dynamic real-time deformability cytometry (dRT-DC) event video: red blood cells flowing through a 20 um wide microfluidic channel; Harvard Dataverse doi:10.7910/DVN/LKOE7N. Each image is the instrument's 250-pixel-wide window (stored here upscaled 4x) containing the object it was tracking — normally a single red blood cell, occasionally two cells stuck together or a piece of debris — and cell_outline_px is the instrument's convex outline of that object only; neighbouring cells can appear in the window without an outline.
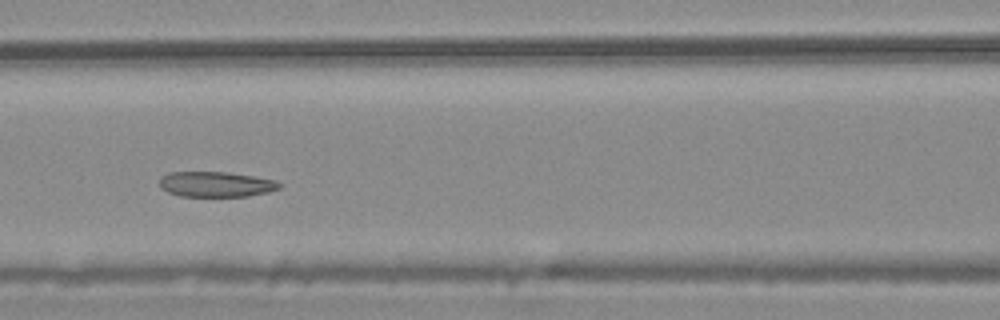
{"species": "common noctule bat (a hibernating species)", "species_latin": "Nyctalus noctula", "temperature_condition": "warm", "stored_images_in_passage": 8, "camera_frame_rate_fps": 3000, "um_per_image_px": 0.085, "animal": {"sex": "male", "body_mass_g": 20.4}, "frame": {"image": 1, "passage_image": 6, "time_ms": 1.667, "image_size_px": [1000, 320], "cell_outline_px": [[284, 184], [280, 188], [268, 192], [248, 196], [180, 196], [168, 192], [160, 188], [160, 176], [168, 172], [228, 172], [276, 180]], "centroid_in_image_um": [18.36, 15.66], "position_along_channel_um": 148.2, "area_um2": 17.8}}
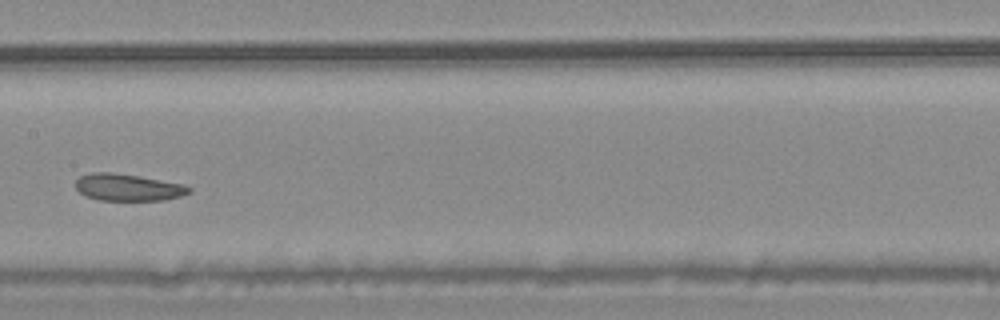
{"frame": {"image": 2, "passage_image": 7, "time_ms": 2.0, "image_size_px": [1000, 320], "cell_outline_px": [[192, 192], [180, 196], [164, 200], [96, 200], [84, 196], [76, 188], [76, 180], [80, 176], [92, 172], [112, 172], [184, 184], [192, 188]], "centroid_in_image_um": [10.86, 15.93], "position_along_channel_um": 196.5, "area_um2": 17.8}}
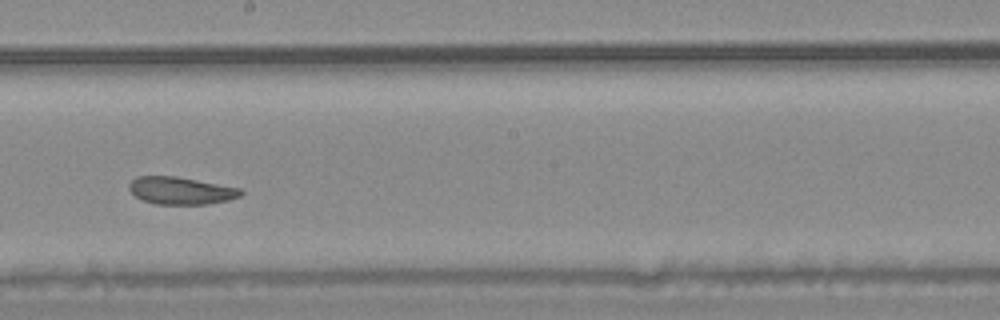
{"frame": {"image": 3, "passage_image": 8, "time_ms": 2.333, "image_size_px": [1000, 320], "cell_outline_px": [[244, 192], [240, 196], [228, 200], [208, 204], [156, 204], [144, 200], [136, 196], [128, 188], [128, 184], [136, 176], [176, 176], [240, 188]], "centroid_in_image_um": [15.37, 16.2], "position_along_channel_um": 232.8, "area_um2": 17.74}}